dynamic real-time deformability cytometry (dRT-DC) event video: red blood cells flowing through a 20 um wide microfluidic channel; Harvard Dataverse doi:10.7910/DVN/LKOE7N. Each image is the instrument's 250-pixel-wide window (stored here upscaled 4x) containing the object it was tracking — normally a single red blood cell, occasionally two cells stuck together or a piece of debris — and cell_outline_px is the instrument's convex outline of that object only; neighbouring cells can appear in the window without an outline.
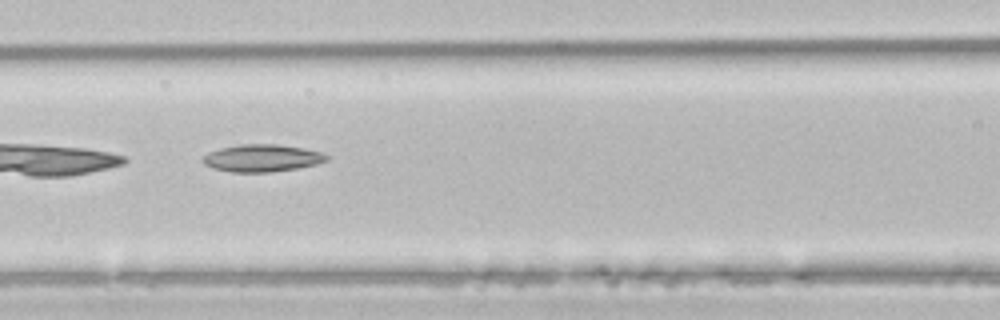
{"species": "common noctule bat (a hibernating species)", "species_latin": "Nyctalus noctula", "temperature_condition": "room temperature", "stored_images_in_passage": 6, "camera_frame_rate_fps": 3000, "um_per_image_px": 0.085, "animal": {"sex": "male", "body_mass_g": 21.5, "forearm_length_mm": 52.0}, "frame": {"image": 1, "passage_image": 5, "time_ms": 1.333, "image_size_px": [1000, 320], "cell_outline_px": [[332, 156], [328, 160], [316, 164], [296, 168], [268, 172], [232, 172], [212, 168], [204, 164], [200, 160], [208, 152], [220, 148], [240, 144], [276, 144], [304, 148], [324, 152]], "centroid_in_image_um": [22.29, 13.43], "position_along_channel_um": 144.3, "area_um2": 19.88}}
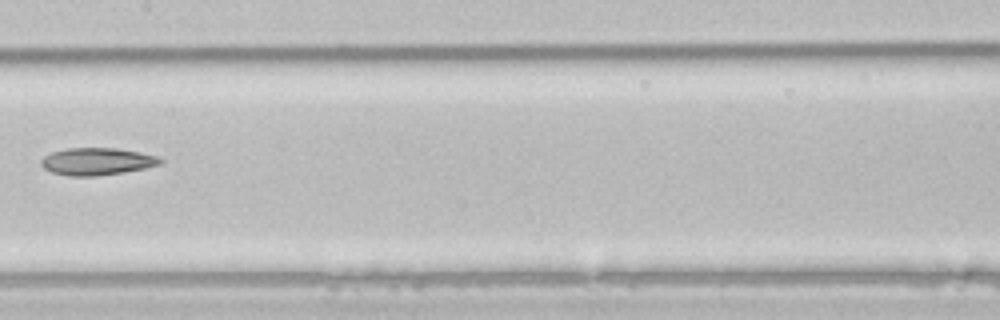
{"frame": {"image": 2, "passage_image": 6, "time_ms": 1.667, "image_size_px": [1000, 320], "cell_outline_px": [[164, 160], [160, 164], [144, 168], [124, 172], [96, 176], [68, 176], [52, 172], [44, 168], [40, 164], [40, 160], [44, 156], [52, 152], [68, 148], [116, 148], [140, 152], [156, 156]], "centroid_in_image_um": [8.22, 13.72], "position_along_channel_um": 199.2, "area_um2": 18.9}}